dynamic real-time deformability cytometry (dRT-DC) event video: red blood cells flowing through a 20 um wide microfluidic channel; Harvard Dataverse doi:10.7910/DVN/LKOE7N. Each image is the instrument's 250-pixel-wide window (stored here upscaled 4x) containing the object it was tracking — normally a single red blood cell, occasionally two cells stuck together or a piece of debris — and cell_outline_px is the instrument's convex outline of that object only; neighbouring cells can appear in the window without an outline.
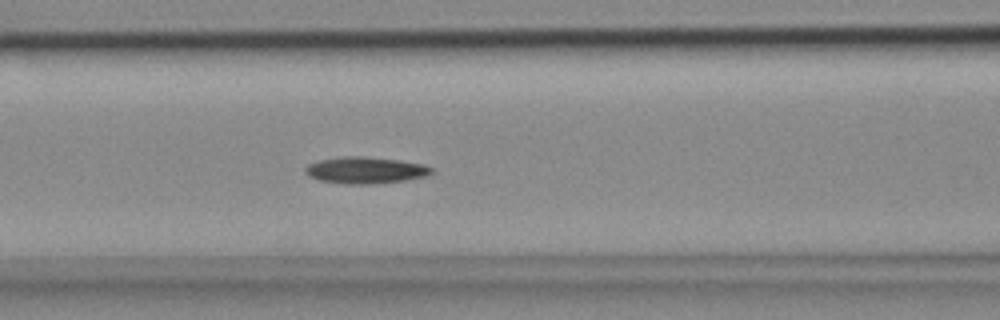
{"species": "common noctule bat (a hibernating species)", "species_latin": "Nyctalus noctula", "temperature_condition": "cold", "stored_images_in_passage": 53, "camera_frame_rate_fps": 3000, "um_per_image_px": 0.085, "animal": {"sex": "female", "body_mass_g": 18.4}, "frame": {"image": 1, "passage_image": 20, "time_ms": 6.333, "image_size_px": [1000, 320], "cell_outline_px": [[432, 172], [428, 176], [404, 180], [372, 184], [348, 184], [316, 180], [308, 176], [304, 172], [304, 168], [308, 164], [320, 160], [344, 156], [360, 156], [396, 160], [420, 164], [432, 168]], "centroid_in_image_um": [30.99, 14.48], "position_along_channel_um": 135.6, "area_um2": 19.42}}
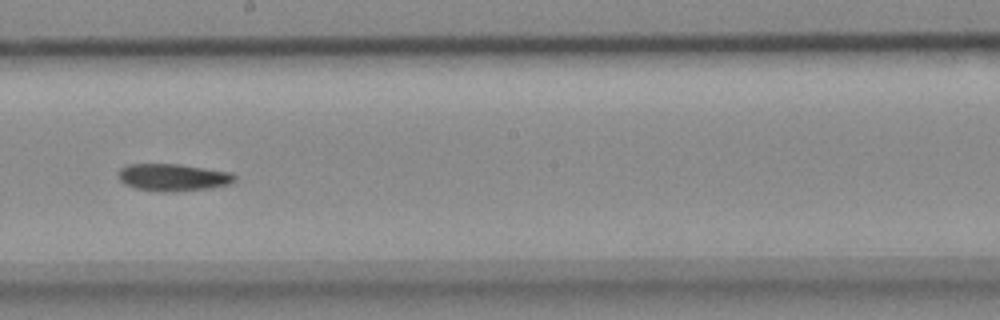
{"frame": {"image": 2, "passage_image": 28, "time_ms": 9.0, "image_size_px": [1000, 320], "cell_outline_px": [[236, 180], [232, 184], [212, 188], [168, 192], [160, 192], [136, 188], [124, 184], [120, 180], [120, 168], [128, 164], [176, 164], [232, 172], [236, 176]], "centroid_in_image_um": [14.76, 15.08], "position_along_channel_um": 233.4, "area_um2": 18.5}}
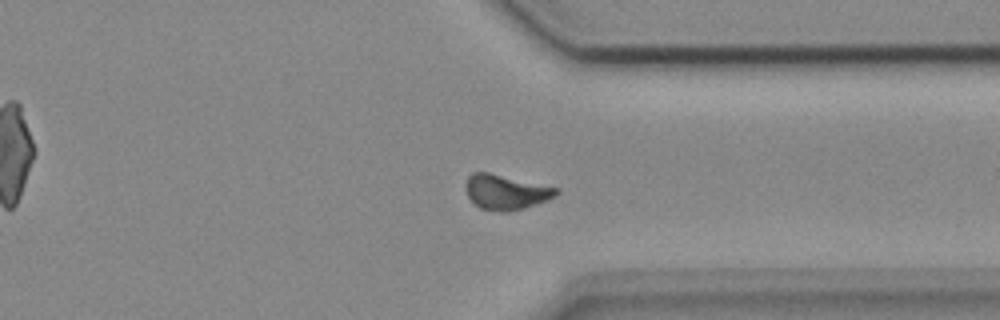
{"frame": {"image": 3, "passage_image": 39, "time_ms": 12.667, "image_size_px": [1000, 320], "cell_outline_px": [[560, 192], [556, 196], [548, 200], [524, 208], [508, 212], [500, 212], [480, 208], [468, 196], [464, 184], [468, 176], [472, 172], [488, 172], [560, 188]], "centroid_in_image_um": [43.02, 16.32], "position_along_channel_um": 368.4, "area_um2": 18.55}}